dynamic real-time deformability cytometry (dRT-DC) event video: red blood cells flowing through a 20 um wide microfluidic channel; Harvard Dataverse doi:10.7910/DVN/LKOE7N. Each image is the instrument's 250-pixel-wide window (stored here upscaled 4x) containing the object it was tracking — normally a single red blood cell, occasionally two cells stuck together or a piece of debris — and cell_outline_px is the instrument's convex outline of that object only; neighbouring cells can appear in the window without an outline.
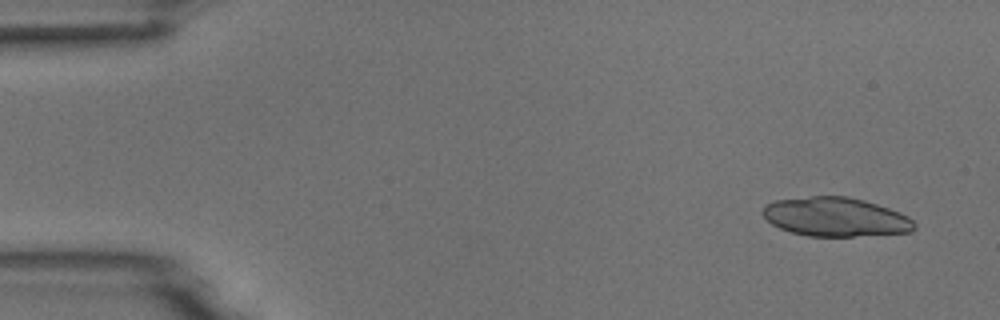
{"species": "common noctule bat (a hibernating species)", "species_latin": "Nyctalus noctula", "temperature_condition": "room temperature", "stored_images_in_passage": 9, "camera_frame_rate_fps": 3000, "um_per_image_px": 0.085, "animal": {"sex": "male", "body_mass_g": 18.8}, "frame": {"image": 1, "passage_image": 1, "time_ms": 0.0, "image_size_px": [1000, 320], "cell_outline_px": [[916, 228], [912, 232], [852, 236], [808, 236], [792, 232], [780, 228], [772, 224], [760, 212], [764, 204], [776, 200], [812, 196], [848, 196], [864, 200], [900, 212], [908, 216], [916, 224]], "centroid_in_image_um": [71.02, 18.43], "position_along_channel_um": 14.0, "area_um2": 34.51}}